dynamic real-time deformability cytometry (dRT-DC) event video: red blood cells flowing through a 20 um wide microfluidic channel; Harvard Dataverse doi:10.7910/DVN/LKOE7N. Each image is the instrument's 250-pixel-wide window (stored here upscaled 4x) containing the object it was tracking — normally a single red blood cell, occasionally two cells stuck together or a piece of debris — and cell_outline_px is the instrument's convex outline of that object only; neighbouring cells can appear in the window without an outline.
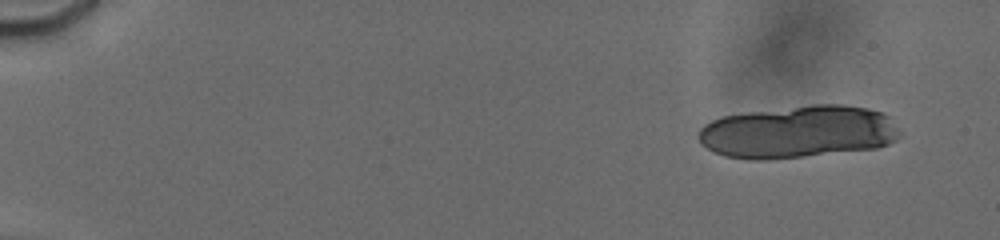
{"species": "human", "species_latin": "Homo sapiens", "temperature_condition": "cold", "stored_images_in_passage": 14, "camera_frame_rate_fps": 3000, "um_per_image_px": 0.085, "donor": {"sex": "male"}, "frame": {"image": 1, "passage_image": 3, "time_ms": 1.333, "image_size_px": [1000, 240], "cell_outline_px": [[900, 132], [896, 140], [888, 144], [876, 148], [768, 160], [752, 160], [724, 156], [700, 144], [696, 136], [700, 128], [704, 124], [720, 116], [748, 112], [812, 104], [844, 104], [868, 108], [880, 112], [888, 116], [900, 128]], "centroid_in_image_um": [67.82, 11.2], "position_along_channel_um": 17.2, "area_um2": 62.02}}